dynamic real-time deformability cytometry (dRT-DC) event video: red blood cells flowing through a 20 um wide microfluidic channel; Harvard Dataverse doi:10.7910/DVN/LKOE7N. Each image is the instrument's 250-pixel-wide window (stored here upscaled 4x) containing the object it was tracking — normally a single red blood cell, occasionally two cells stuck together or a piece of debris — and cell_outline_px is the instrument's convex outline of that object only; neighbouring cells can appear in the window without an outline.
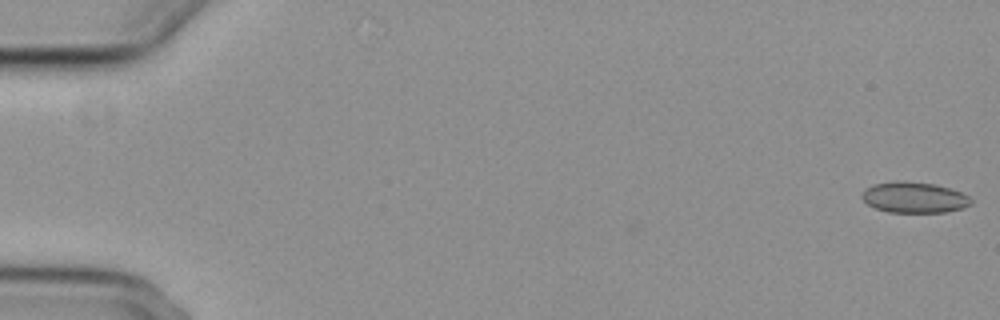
{"species": "common noctule bat (a hibernating species)", "species_latin": "Nyctalus noctula", "temperature_condition": "cold", "stored_images_in_passage": 56, "camera_frame_rate_fps": 3000, "um_per_image_px": 0.085, "animal": {"sex": "female", "body_mass_g": 29.2, "forearm_length_mm": 56.3}, "frame": {"image": 1, "passage_image": 1, "time_ms": 0.0, "image_size_px": [1000, 320], "cell_outline_px": [[972, 204], [964, 208], [944, 212], [888, 212], [876, 208], [868, 204], [860, 196], [864, 188], [872, 184], [896, 180], [904, 180], [936, 184], [960, 192], [968, 196], [972, 200]], "centroid_in_image_um": [77.68, 16.76], "position_along_channel_um": 7.3, "area_um2": 19.83}}
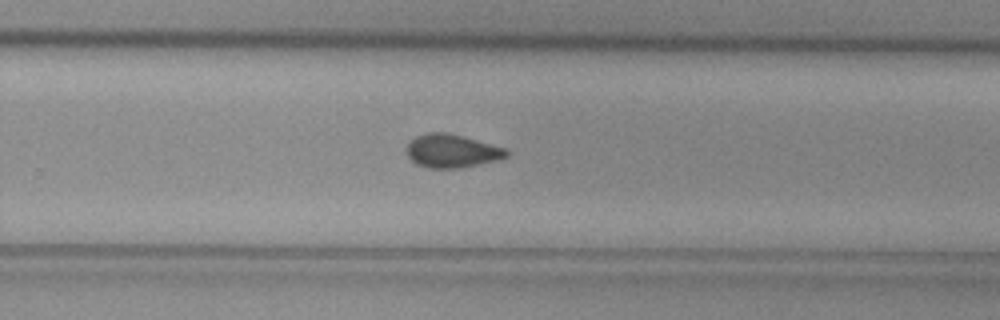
{"frame": {"image": 2, "passage_image": 37, "time_ms": 12.0, "image_size_px": [1000, 320], "cell_outline_px": [[512, 152], [508, 156], [500, 160], [460, 168], [428, 168], [416, 164], [408, 156], [408, 144], [416, 136], [424, 132], [448, 132], [508, 148]], "centroid_in_image_um": [38.48, 12.83], "position_along_channel_um": 291.3, "area_um2": 19.71}}
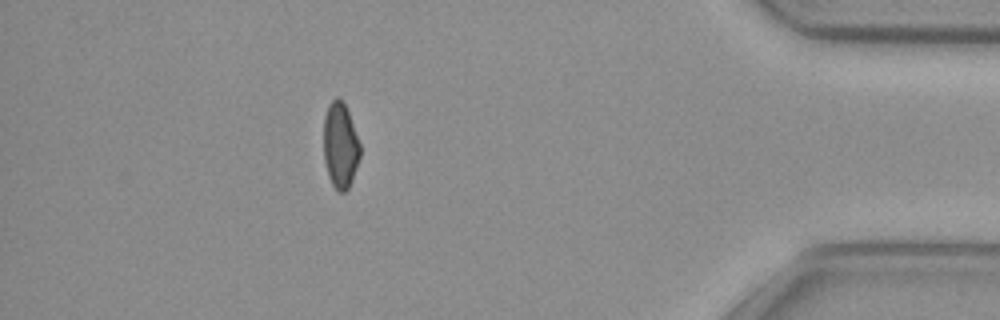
{"frame": {"image": 3, "passage_image": 50, "time_ms": 16.333, "image_size_px": [1000, 320], "cell_outline_px": [[360, 156], [352, 180], [348, 188], [344, 192], [340, 192], [332, 184], [328, 176], [324, 160], [324, 116], [328, 104], [336, 96], [344, 104], [348, 112], [360, 144]], "centroid_in_image_um": [28.91, 12.36], "position_along_channel_um": 406.3, "area_um2": 18.03}, "authors_computed_cell_mechanics": {"area_um2": 19.3341, "velocity_mm_per_s": 3.7369, "shape_relaxation_time_tau1_ms": null, "shape_relaxation_time_tau2_ms": 3.0111, "deformation_change_tau1": null, "deformation_change_tau2": 0.0842}}